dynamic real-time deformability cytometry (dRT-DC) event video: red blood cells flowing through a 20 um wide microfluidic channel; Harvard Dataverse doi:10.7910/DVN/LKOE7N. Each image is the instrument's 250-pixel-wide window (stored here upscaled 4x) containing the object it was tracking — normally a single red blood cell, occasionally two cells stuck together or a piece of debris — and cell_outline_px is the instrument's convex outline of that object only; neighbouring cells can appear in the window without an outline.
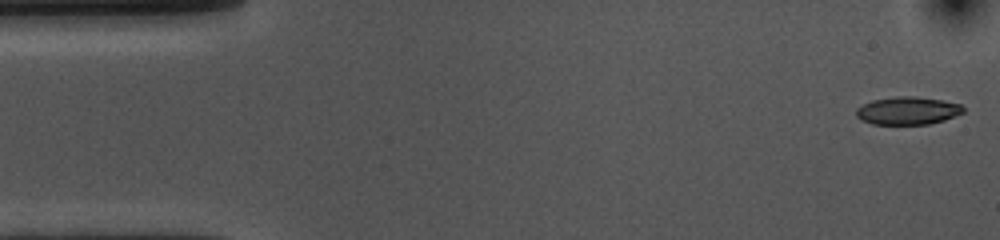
{"species": "common noctule bat (a hibernating species)", "species_latin": "Nyctalus noctula", "temperature_condition": "cold", "stored_images_in_passage": 53, "camera_frame_rate_fps": 3000, "um_per_image_px": 0.085, "animal": {"sex": "female", "body_mass_g": 10.0, "forearm_length_mm": 53.1}, "frame": {"image": 1, "passage_image": 1, "time_ms": 0.0, "image_size_px": [1000, 240], "cell_outline_px": [[964, 112], [944, 120], [928, 124], [872, 124], [860, 120], [856, 116], [856, 108], [872, 100], [896, 96], [916, 96], [940, 100], [960, 104], [964, 108]], "centroid_in_image_um": [77.12, 9.41], "position_along_channel_um": 7.9, "area_um2": 17.34}}
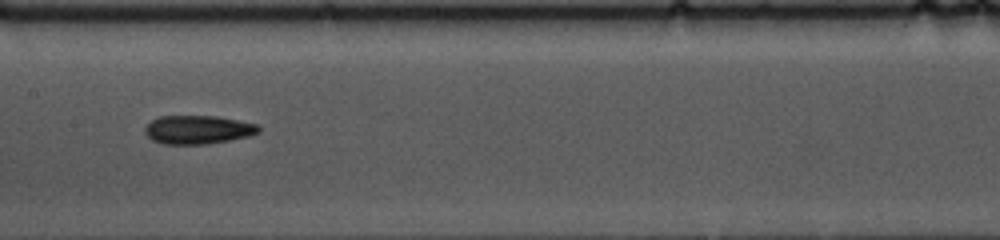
{"frame": {"image": 2, "passage_image": 25, "time_ms": 8.0, "image_size_px": [1000, 240], "cell_outline_px": [[260, 132], [248, 136], [228, 140], [204, 144], [164, 144], [152, 140], [144, 132], [144, 128], [152, 120], [160, 116], [216, 116], [260, 124]], "centroid_in_image_um": [16.83, 11.01], "position_along_channel_um": 190.6, "area_um2": 18.9}}
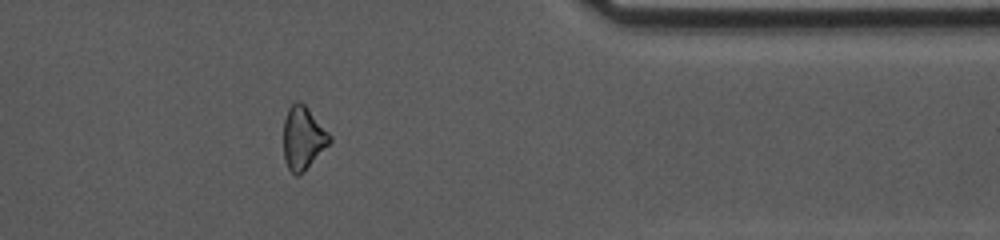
{"frame": {"image": 3, "passage_image": 43, "time_ms": 14.0, "image_size_px": [1000, 240], "cell_outline_px": [[332, 140], [304, 172], [300, 176], [296, 176], [288, 168], [284, 160], [284, 120], [288, 108], [296, 100], [300, 100], [304, 104], [332, 136]], "centroid_in_image_um": [25.75, 11.74], "position_along_channel_um": 385.7, "area_um2": 16.94}, "authors_computed_cell_mechanics": {"area_um2": 18.3226, "velocity_mm_per_s": 3.6287, "shape_relaxation_time_tau1_ms": 5.0492, "shape_relaxation_time_tau2_ms": 8.7782, "deformation_change_tau1": 0.1236, "deformation_change_tau2": 0.1772}}